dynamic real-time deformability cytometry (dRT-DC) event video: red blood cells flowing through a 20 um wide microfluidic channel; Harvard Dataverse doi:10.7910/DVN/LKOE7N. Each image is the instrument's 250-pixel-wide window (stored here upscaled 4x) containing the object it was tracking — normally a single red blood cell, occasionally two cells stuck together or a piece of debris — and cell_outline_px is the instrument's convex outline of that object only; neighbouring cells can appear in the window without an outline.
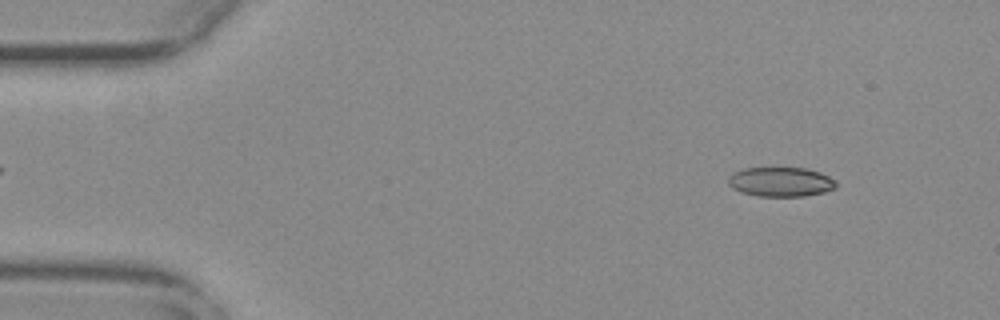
{"species": "common noctule bat (a hibernating species)", "species_latin": "Nyctalus noctula", "temperature_condition": "warm", "stored_images_in_passage": 54, "camera_frame_rate_fps": 3000, "um_per_image_px": 0.085, "animal": {"sex": "female", "body_mass_g": 29.2, "forearm_length_mm": 56.3}, "frame": {"image": 1, "passage_image": 5, "time_ms": 1.333, "image_size_px": [1000, 320], "cell_outline_px": [[836, 188], [824, 192], [804, 196], [756, 196], [740, 192], [732, 188], [728, 184], [728, 176], [744, 168], [804, 168], [820, 172], [836, 180]], "centroid_in_image_um": [66.36, 15.46], "position_along_channel_um": 18.6, "area_um2": 18.55}}
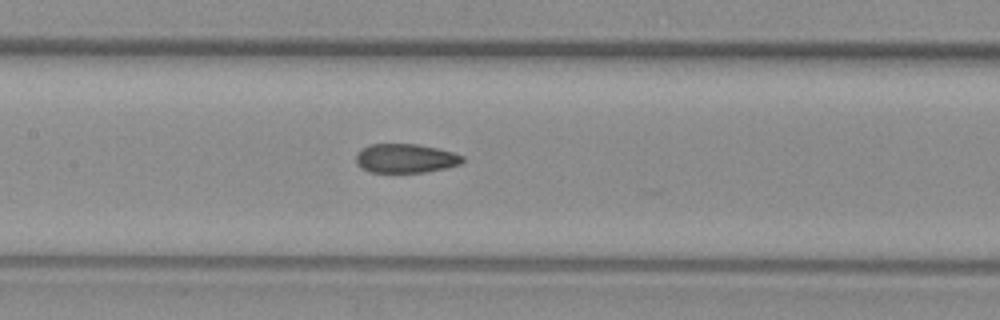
{"frame": {"image": 2, "passage_image": 25, "time_ms": 8.0, "image_size_px": [1000, 320], "cell_outline_px": [[464, 160], [460, 164], [444, 168], [424, 172], [368, 172], [360, 168], [356, 164], [356, 156], [364, 148], [372, 144], [416, 144], [436, 148], [452, 152], [464, 156]], "centroid_in_image_um": [34.46, 13.47], "position_along_channel_um": 172.9, "area_um2": 17.86}}
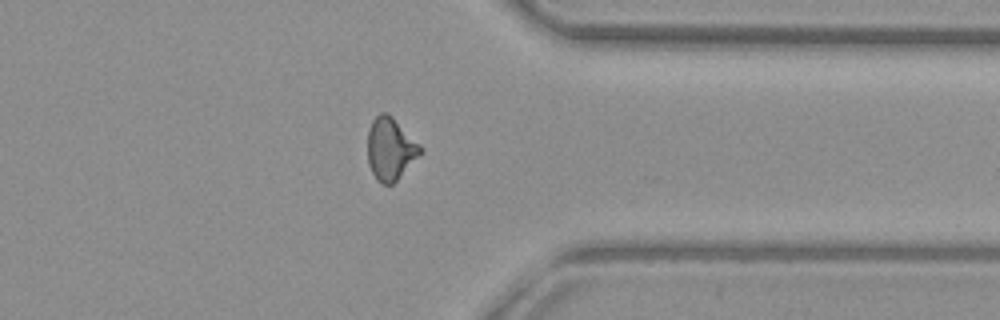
{"frame": {"image": 3, "passage_image": 42, "time_ms": 13.667, "image_size_px": [1000, 320], "cell_outline_px": [[424, 152], [392, 184], [384, 184], [376, 180], [368, 164], [368, 128], [372, 120], [380, 112], [388, 112], [424, 148]], "centroid_in_image_um": [33.2, 12.63], "position_along_channel_um": 378.2, "area_um2": 19.36}, "authors_computed_cell_mechanics": {"area_um2": 18.9295, "velocity_mm_per_s": 3.7508, "shape_relaxation_time_tau1_ms": null, "shape_relaxation_time_tau2_ms": 2.3825, "deformation_change_tau1": null, "deformation_change_tau2": 0.0795}}